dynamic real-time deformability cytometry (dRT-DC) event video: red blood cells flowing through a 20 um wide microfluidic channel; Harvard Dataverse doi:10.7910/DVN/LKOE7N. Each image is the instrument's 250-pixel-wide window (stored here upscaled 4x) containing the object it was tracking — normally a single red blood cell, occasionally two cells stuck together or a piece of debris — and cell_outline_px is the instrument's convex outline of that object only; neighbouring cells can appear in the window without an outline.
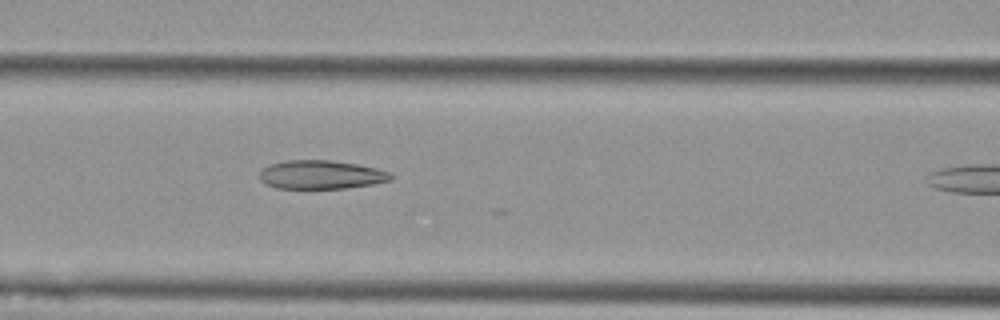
{"species": "Egyptian fruit bat (a non-hibernating species)", "species_latin": "Rousettus aegyptiacus", "temperature_condition": "cold", "stored_images_in_passage": 10, "camera_frame_rate_fps": 3000, "um_per_image_px": 0.085, "animal": {"sex": "female"}, "frame": {"image": 1, "passage_image": 9, "time_ms": 2.667, "image_size_px": [1000, 320], "cell_outline_px": [[392, 180], [372, 184], [344, 188], [276, 188], [260, 180], [260, 172], [268, 164], [284, 160], [328, 160], [356, 164], [376, 168], [388, 172], [392, 176]], "centroid_in_image_um": [27.26, 14.84], "position_along_channel_um": 139.3, "area_um2": 21.73}}